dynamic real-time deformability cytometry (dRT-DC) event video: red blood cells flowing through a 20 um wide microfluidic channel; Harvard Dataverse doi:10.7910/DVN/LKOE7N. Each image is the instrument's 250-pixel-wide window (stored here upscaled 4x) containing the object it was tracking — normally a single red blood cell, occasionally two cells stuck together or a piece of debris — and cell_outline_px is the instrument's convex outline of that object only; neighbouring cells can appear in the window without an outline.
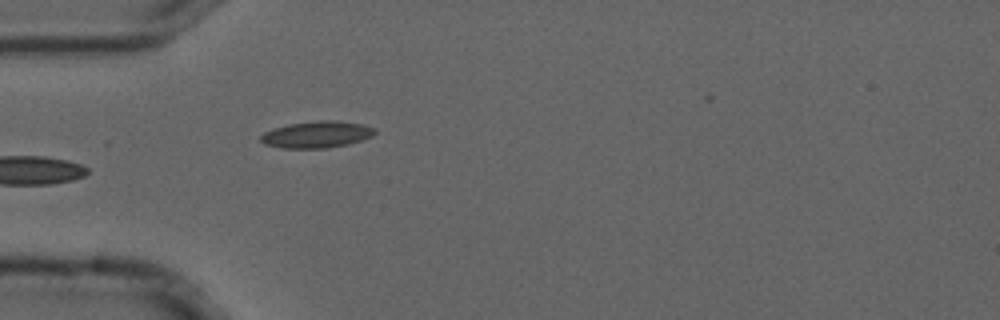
{"species": "common noctule bat (a hibernating species)", "species_latin": "Nyctalus noctula", "temperature_condition": "cold", "stored_images_in_passage": 5, "camera_frame_rate_fps": 3000, "um_per_image_px": 0.085, "animal": {"sex": "male", "forearm_length_mm": 52.5}, "frame": {"image": 1, "passage_image": 5, "time_ms": 1.333, "image_size_px": [1000, 320], "cell_outline_px": [[376, 132], [372, 136], [348, 144], [328, 148], [280, 148], [264, 144], [260, 140], [260, 136], [264, 132], [272, 128], [288, 124], [320, 120], [336, 120], [360, 124], [376, 128]], "centroid_in_image_um": [26.89, 11.43], "position_along_channel_um": 58.1, "area_um2": 17.8}}